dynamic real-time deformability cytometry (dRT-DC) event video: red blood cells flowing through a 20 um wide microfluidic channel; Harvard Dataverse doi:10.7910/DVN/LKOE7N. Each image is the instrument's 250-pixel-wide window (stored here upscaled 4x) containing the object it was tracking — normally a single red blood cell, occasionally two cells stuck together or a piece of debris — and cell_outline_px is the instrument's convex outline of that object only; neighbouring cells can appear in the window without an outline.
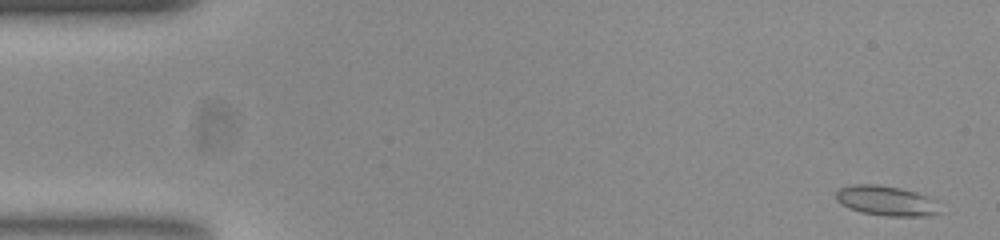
{"species": "common noctule bat (a hibernating species)", "species_latin": "Nyctalus noctula", "temperature_condition": "room temperature", "stored_images_in_passage": 52, "camera_frame_rate_fps": 3000, "um_per_image_px": 0.085, "animal": {"sex": "female", "body_mass_g": 23.0, "forearm_length_mm": 53.4}, "frame": {"image": 1, "passage_image": 1, "time_ms": 0.0, "image_size_px": [1000, 240], "cell_outline_px": [[940, 212], [924, 216], [888, 216], [860, 212], [848, 208], [840, 204], [836, 200], [836, 192], [840, 188], [852, 184], [876, 184], [900, 188], [916, 192], [936, 200]], "centroid_in_image_um": [75.3, 17.06], "position_along_channel_um": 9.7, "area_um2": 18.15}}
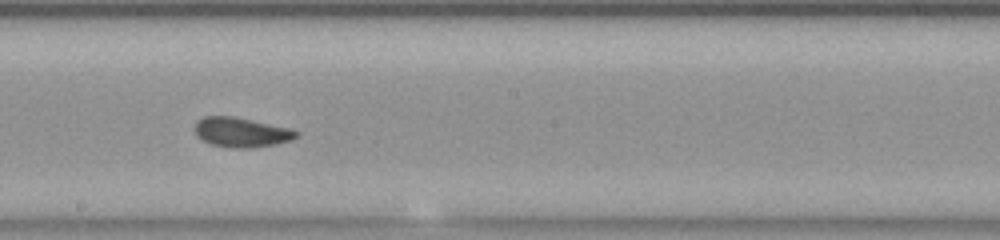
{"frame": {"image": 2, "passage_image": 28, "time_ms": 9.0, "image_size_px": [1000, 240], "cell_outline_px": [[296, 136], [288, 140], [272, 144], [248, 148], [236, 148], [212, 144], [196, 136], [196, 120], [204, 116], [232, 116], [252, 120], [288, 128], [296, 132]], "centroid_in_image_um": [20.43, 11.23], "position_along_channel_um": 227.8, "area_um2": 16.94}}
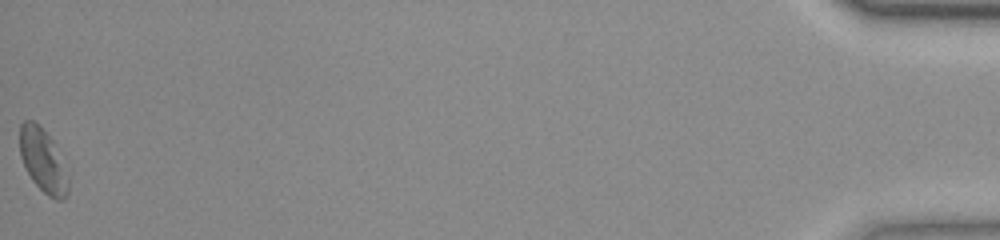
{"frame": {"image": 3, "passage_image": 52, "time_ms": 17.0, "image_size_px": [1000, 240], "cell_outline_px": [[68, 192], [60, 200], [48, 196], [32, 180], [20, 156], [20, 124], [24, 120], [32, 120], [52, 140], [68, 180]], "centroid_in_image_um": [3.61, 13.65], "position_along_channel_um": 431.6, "area_um2": 17.05}, "authors_computed_cell_mechanics": {"area_um2": 16.7331, "velocity_mm_per_s": 3.858, "shape_relaxation_time_tau1_ms": 8.9858, "shape_relaxation_time_tau2_ms": 1.2195, "deformation_change_tau1": 0.1399, "deformation_change_tau2": 0.0637}}